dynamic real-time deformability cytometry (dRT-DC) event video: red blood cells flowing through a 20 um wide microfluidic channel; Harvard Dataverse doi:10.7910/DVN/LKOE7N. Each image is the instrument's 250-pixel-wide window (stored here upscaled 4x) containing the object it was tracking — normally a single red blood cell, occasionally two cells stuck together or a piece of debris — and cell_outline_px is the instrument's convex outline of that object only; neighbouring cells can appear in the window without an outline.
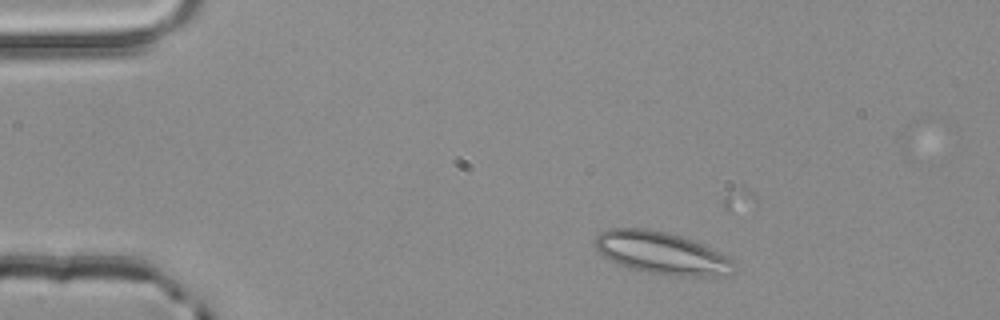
{"species": "common noctule bat (a hibernating species)", "species_latin": "Nyctalus noctula", "temperature_condition": "room temperature", "stored_images_in_passage": 4, "camera_frame_rate_fps": 3000, "um_per_image_px": 0.085, "animal": {"sex": "male", "body_mass_g": 20.4}, "frame": {"image": 1, "passage_image": 2, "time_ms": 0.333, "image_size_px": [1000, 320], "cell_outline_px": [[736, 264], [732, 272], [728, 276], [672, 276], [648, 272], [628, 268], [608, 260], [596, 252], [596, 236], [600, 232], [612, 228], [648, 228], [680, 236], [704, 244], [728, 256]], "centroid_in_image_um": [56.24, 21.52], "position_along_channel_um": 28.8, "area_um2": 34.56}}